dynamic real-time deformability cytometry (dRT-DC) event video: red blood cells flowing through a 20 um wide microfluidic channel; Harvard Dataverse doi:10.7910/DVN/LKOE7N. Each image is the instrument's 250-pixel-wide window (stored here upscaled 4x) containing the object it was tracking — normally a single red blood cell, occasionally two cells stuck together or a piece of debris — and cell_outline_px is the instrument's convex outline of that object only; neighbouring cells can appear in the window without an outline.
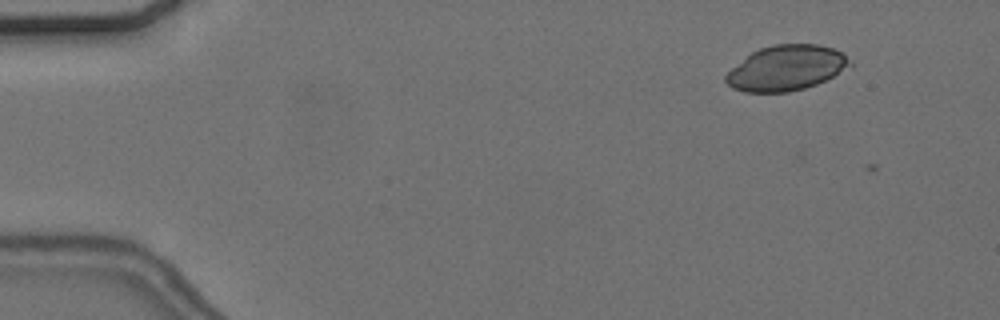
{"species": "common noctule bat (a hibernating species)", "species_latin": "Nyctalus noctula", "temperature_condition": "cold", "stored_images_in_passage": 5, "camera_frame_rate_fps": 3000, "um_per_image_px": 0.085, "animal": {"sex": "female", "body_mass_g": 24.6, "forearm_length_mm": 56.2}, "frame": {"image": 1, "passage_image": 2, "time_ms": 0.333, "image_size_px": [1000, 320], "cell_outline_px": [[852, 68], [816, 84], [804, 88], [788, 92], [744, 92], [732, 88], [724, 80], [724, 76], [732, 68], [752, 52], [760, 48], [772, 44], [820, 44], [832, 48], [840, 52], [852, 64]], "centroid_in_image_um": [66.84, 5.78], "position_along_channel_um": 18.2, "area_um2": 32.66}}